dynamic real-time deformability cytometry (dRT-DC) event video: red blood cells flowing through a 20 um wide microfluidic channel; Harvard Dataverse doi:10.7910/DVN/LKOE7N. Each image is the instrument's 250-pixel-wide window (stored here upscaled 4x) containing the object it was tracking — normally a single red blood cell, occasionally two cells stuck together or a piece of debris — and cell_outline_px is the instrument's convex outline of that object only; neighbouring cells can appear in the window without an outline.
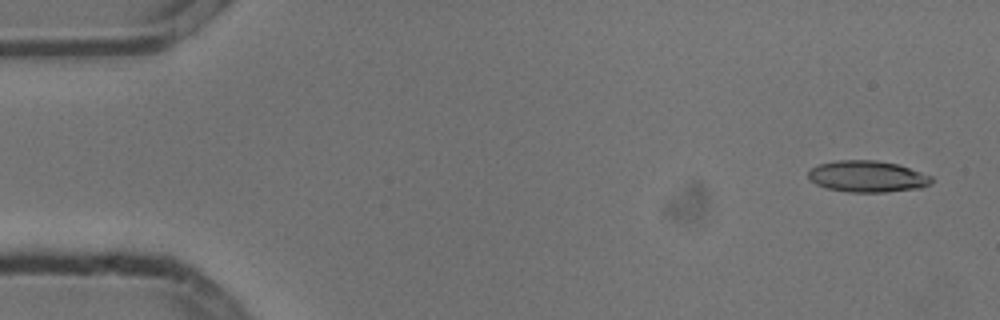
{"species": "common noctule bat (a hibernating species)", "species_latin": "Nyctalus noctula", "temperature_condition": "cold", "stored_images_in_passage": 5, "camera_frame_rate_fps": 3000, "um_per_image_px": 0.085, "animal": {"sex": "male", "body_mass_g": 13.3}, "frame": {"image": 1, "passage_image": 1, "time_ms": 0.0, "image_size_px": [1000, 320], "cell_outline_px": [[932, 184], [920, 188], [888, 192], [848, 192], [828, 188], [816, 184], [808, 176], [808, 172], [812, 168], [820, 164], [836, 160], [876, 160], [896, 164], [932, 176]], "centroid_in_image_um": [73.74, 15.0], "position_along_channel_um": 11.3, "area_um2": 22.43}}
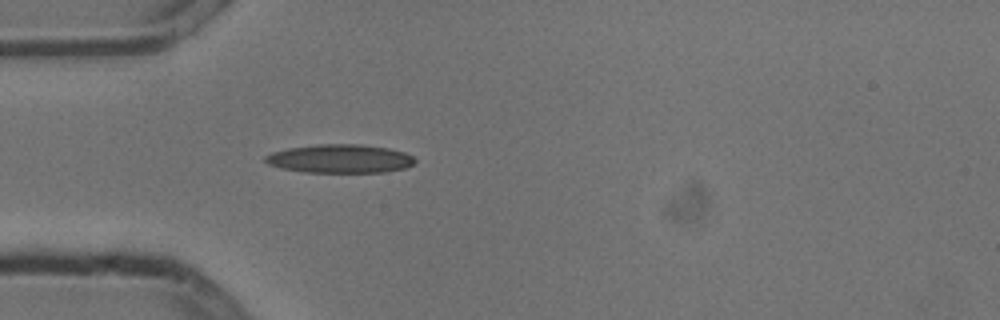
{"frame": {"image": 2, "passage_image": 5, "time_ms": 1.333, "image_size_px": [1000, 320], "cell_outline_px": [[416, 164], [404, 168], [384, 172], [304, 172], [280, 168], [268, 164], [264, 160], [264, 156], [272, 152], [288, 148], [316, 144], [360, 144], [388, 148], [404, 152], [412, 156], [416, 160]], "centroid_in_image_um": [28.89, 13.49], "position_along_channel_um": 56.1, "area_um2": 25.03}}